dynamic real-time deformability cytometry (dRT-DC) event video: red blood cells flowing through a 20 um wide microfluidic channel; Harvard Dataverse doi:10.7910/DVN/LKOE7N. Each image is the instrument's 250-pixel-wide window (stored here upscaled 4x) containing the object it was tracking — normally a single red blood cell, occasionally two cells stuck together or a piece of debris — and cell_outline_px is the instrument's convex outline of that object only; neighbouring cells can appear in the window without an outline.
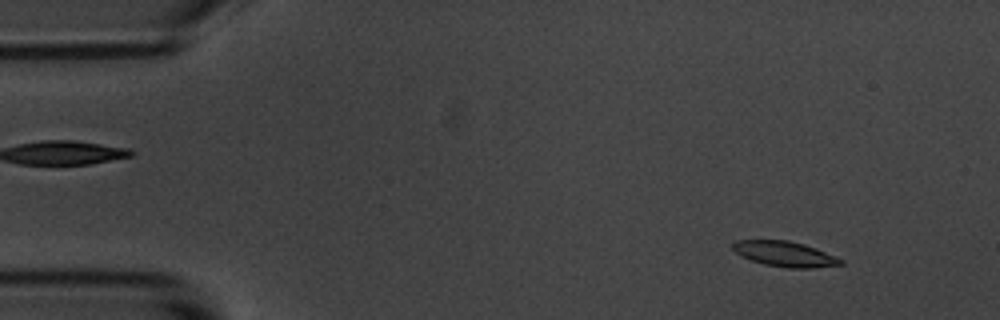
{"species": "common noctule bat (a hibernating species)", "species_latin": "Nyctalus noctula", "temperature_condition": "room temperature", "stored_images_in_passage": 4, "camera_frame_rate_fps": 3000, "um_per_image_px": 0.085, "animal": {"sex": "male", "body_mass_g": 20.1, "forearm_length_mm": 53.5}, "frame": {"image": 1, "passage_image": 1, "time_ms": 0.0, "image_size_px": [1000, 320], "cell_outline_px": [[844, 264], [812, 268], [788, 268], [764, 264], [752, 260], [736, 252], [732, 248], [732, 244], [736, 240], [788, 240], [804, 244], [816, 248], [844, 260]], "centroid_in_image_um": [66.74, 21.58], "position_along_channel_um": 18.3, "area_um2": 15.78}}
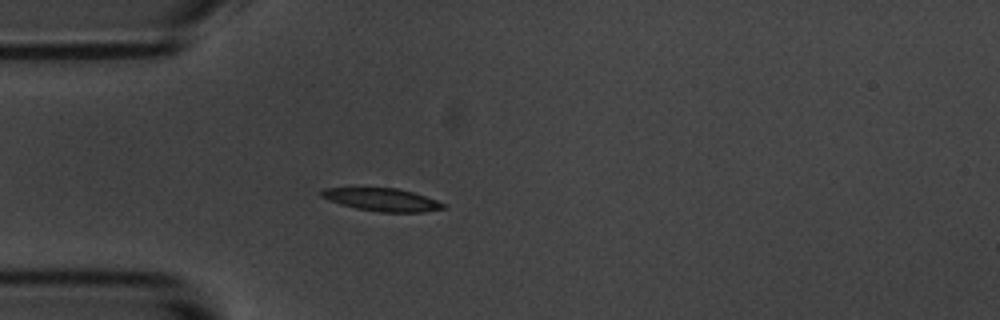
{"frame": {"image": 2, "passage_image": 4, "time_ms": 3.333, "image_size_px": [1000, 320], "cell_outline_px": [[448, 208], [424, 212], [380, 212], [356, 208], [340, 204], [328, 200], [320, 196], [320, 192], [324, 188], [396, 188], [412, 192], [448, 204]], "centroid_in_image_um": [32.51, 16.98], "position_along_channel_um": 52.5, "area_um2": 16.24}}